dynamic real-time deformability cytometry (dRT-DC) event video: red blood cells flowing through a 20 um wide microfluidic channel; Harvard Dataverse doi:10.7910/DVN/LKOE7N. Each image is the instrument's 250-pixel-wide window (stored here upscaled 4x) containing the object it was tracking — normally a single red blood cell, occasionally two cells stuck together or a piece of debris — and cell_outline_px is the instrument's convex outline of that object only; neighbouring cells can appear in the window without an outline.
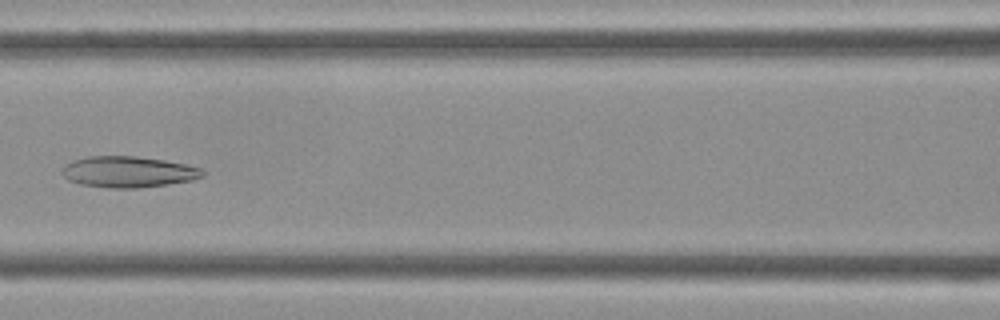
{"species": "Egyptian fruit bat (a non-hibernating species)", "species_latin": "Rousettus aegyptiacus", "temperature_condition": "cold", "stored_images_in_passage": 44, "camera_frame_rate_fps": 3000, "um_per_image_px": 0.085, "frame": {"image": 1, "passage_image": 19, "time_ms": 6.0, "image_size_px": [1000, 320], "cell_outline_px": [[204, 176], [192, 180], [168, 184], [140, 188], [108, 188], [80, 184], [68, 180], [60, 172], [60, 168], [64, 164], [72, 160], [88, 156], [136, 156], [164, 160], [184, 164], [200, 168], [204, 172]], "centroid_in_image_um": [10.84, 14.61], "position_along_channel_um": 155.8, "area_um2": 25.66}}
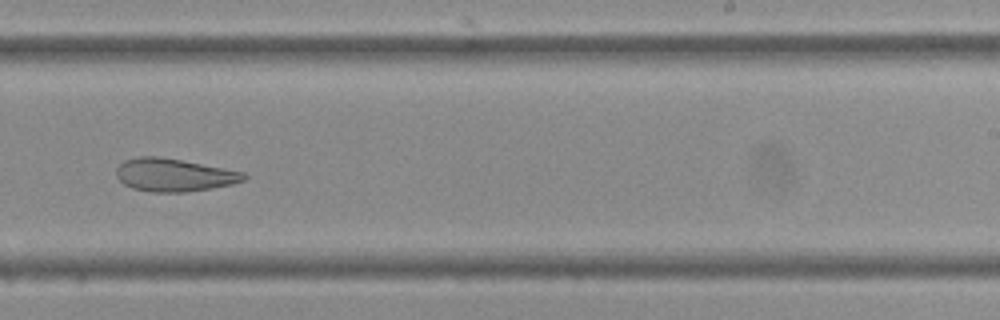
{"frame": {"image": 2, "passage_image": 27, "time_ms": 8.667, "image_size_px": [1000, 320], "cell_outline_px": [[248, 176], [244, 180], [232, 184], [212, 188], [184, 192], [152, 192], [132, 188], [124, 184], [116, 176], [116, 168], [124, 160], [140, 156], [160, 156], [224, 168], [244, 172]], "centroid_in_image_um": [14.78, 14.87], "position_along_channel_um": 274.2, "area_um2": 24.45}}
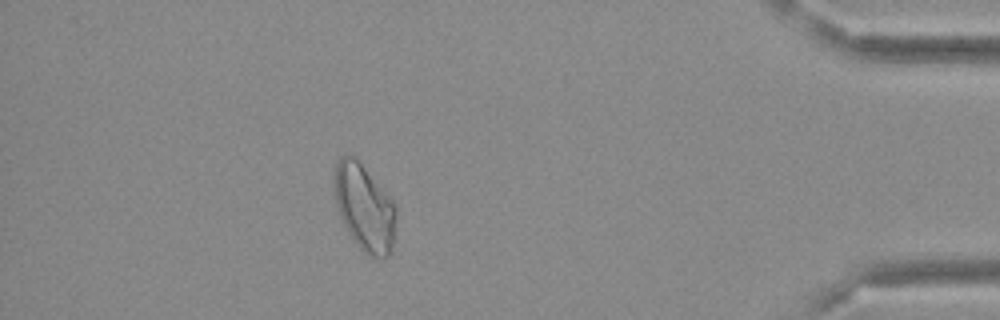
{"frame": {"image": 3, "passage_image": 39, "time_ms": 12.667, "image_size_px": [1000, 320], "cell_outline_px": [[396, 220], [392, 248], [388, 256], [380, 260], [376, 260], [368, 256], [356, 244], [348, 232], [340, 216], [336, 204], [332, 184], [336, 164], [340, 156], [348, 152], [360, 164], [392, 200], [396, 208]], "centroid_in_image_um": [30.95, 17.69], "position_along_channel_um": 404.2, "area_um2": 31.21}}